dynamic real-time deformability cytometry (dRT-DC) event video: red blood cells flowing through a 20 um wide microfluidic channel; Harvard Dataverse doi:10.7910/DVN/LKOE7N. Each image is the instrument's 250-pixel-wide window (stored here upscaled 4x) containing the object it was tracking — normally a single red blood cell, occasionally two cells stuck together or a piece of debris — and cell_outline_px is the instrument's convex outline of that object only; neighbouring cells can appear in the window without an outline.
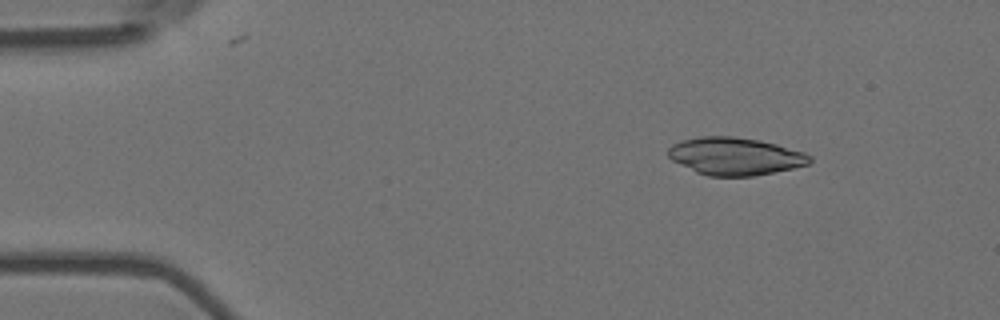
{"species": "Egyptian fruit bat (a non-hibernating species)", "species_latin": "Rousettus aegyptiacus", "temperature_condition": "room temperature", "stored_images_in_passage": 4, "camera_frame_rate_fps": 3000, "um_per_image_px": 0.085, "animal": {"sex": "female"}, "frame": {"image": 1, "passage_image": 2, "time_ms": 0.333, "image_size_px": [1000, 320], "cell_outline_px": [[812, 160], [808, 164], [792, 168], [752, 176], [708, 176], [696, 172], [672, 160], [668, 156], [668, 148], [672, 144], [680, 140], [700, 136], [732, 136], [760, 140], [776, 144], [804, 152], [812, 156]], "centroid_in_image_um": [62.46, 13.27], "position_along_channel_um": 22.5, "area_um2": 30.98}}